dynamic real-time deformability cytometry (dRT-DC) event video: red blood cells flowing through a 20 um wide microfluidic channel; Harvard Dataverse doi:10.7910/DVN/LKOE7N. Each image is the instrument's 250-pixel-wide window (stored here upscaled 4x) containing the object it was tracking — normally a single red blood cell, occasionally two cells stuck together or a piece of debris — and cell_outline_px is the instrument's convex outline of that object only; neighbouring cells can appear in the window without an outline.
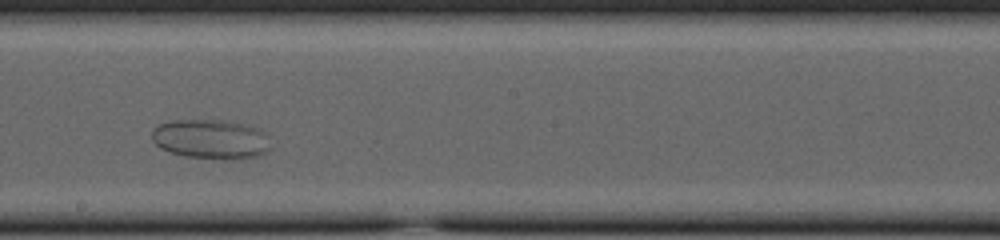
{"species": "common noctule bat (a hibernating species)", "species_latin": "Nyctalus noctula", "temperature_condition": "cold", "stored_images_in_passage": 29, "camera_frame_rate_fps": 3000, "um_per_image_px": 0.085, "animal": {"sex": "female", "body_mass_g": 23.0, "forearm_length_mm": 53.4}, "frame": {"image": 1, "passage_image": 17, "time_ms": 5.333, "image_size_px": [1000, 240], "cell_outline_px": [[272, 148], [268, 152], [256, 156], [240, 160], [224, 160], [184, 156], [160, 148], [152, 140], [152, 128], [160, 124], [172, 120], [224, 120], [244, 124], [260, 128], [264, 132]], "centroid_in_image_um": [17.96, 11.84], "position_along_channel_um": 230.2, "area_um2": 27.8}}